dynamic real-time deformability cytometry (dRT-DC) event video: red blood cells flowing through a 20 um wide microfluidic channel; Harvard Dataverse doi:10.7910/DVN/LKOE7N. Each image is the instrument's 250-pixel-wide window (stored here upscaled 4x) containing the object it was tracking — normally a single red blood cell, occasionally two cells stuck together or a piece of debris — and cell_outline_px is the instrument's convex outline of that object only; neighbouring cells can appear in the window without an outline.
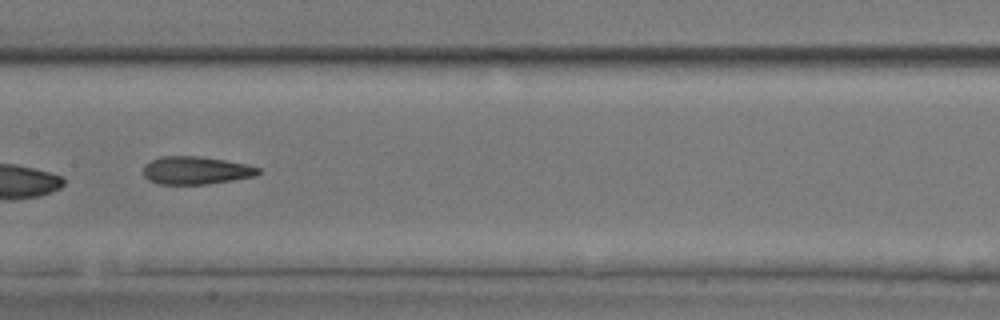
{"species": "common noctule bat (a hibernating species)", "species_latin": "Nyctalus noctula", "temperature_condition": "room temperature", "stored_images_in_passage": 8, "camera_frame_rate_fps": 3000, "um_per_image_px": 0.085, "animal": {"sex": "male", "body_mass_g": 17.9, "forearm_length_mm": 54.2}, "frame": {"image": 1, "passage_image": 8, "time_ms": 8.333, "image_size_px": [1000, 320], "cell_outline_px": [[260, 172], [256, 176], [232, 180], [204, 184], [156, 184], [148, 180], [144, 176], [144, 164], [160, 156], [200, 156], [224, 160], [244, 164], [260, 168]], "centroid_in_image_um": [16.61, 14.48], "position_along_channel_um": 190.8, "area_um2": 18.61}}